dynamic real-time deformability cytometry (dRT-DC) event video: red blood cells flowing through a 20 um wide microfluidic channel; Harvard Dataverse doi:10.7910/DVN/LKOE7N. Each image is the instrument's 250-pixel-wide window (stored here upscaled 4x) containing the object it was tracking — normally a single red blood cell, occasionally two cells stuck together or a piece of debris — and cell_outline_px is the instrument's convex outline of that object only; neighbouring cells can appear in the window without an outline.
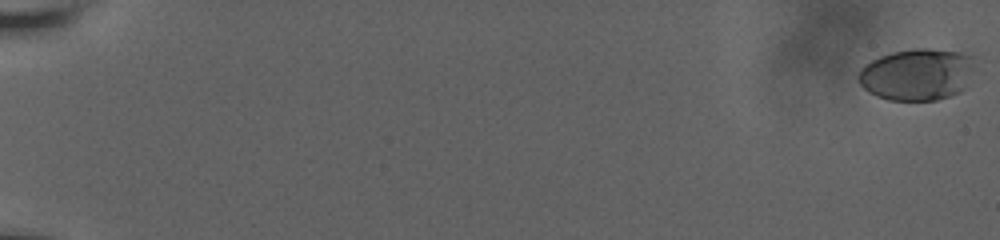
{"species": "human", "species_latin": "Homo sapiens", "temperature_condition": "room temperature", "stored_images_in_passage": 62, "camera_frame_rate_fps": 3000, "um_per_image_px": 0.085, "donor": {"sex": "male"}, "frame": {"image": 1, "passage_image": 1, "time_ms": 0.0, "image_size_px": [1000, 240], "cell_outline_px": [[972, 56], [964, 88], [960, 92], [936, 100], [888, 100], [876, 96], [868, 92], [860, 84], [856, 76], [860, 68], [864, 64], [880, 56], [892, 52], [916, 48], [928, 48], [960, 52]], "centroid_in_image_um": [77.84, 6.33], "position_along_channel_um": 7.2, "area_um2": 34.74}}
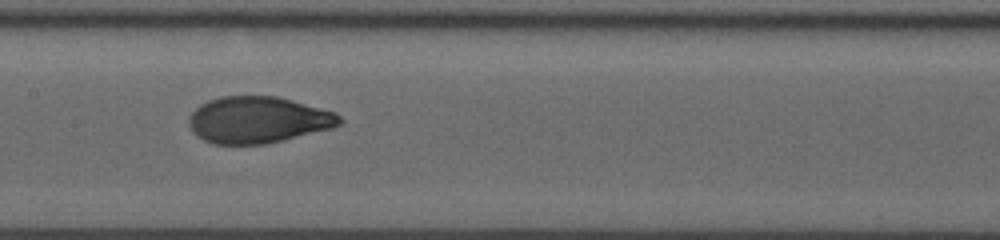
{"frame": {"image": 2, "passage_image": 35, "time_ms": 11.333, "image_size_px": [1000, 240], "cell_outline_px": [[344, 120], [340, 124], [332, 128], [264, 144], [212, 144], [196, 136], [192, 132], [188, 124], [188, 116], [200, 104], [208, 100], [220, 96], [276, 96], [292, 100], [336, 112]], "centroid_in_image_um": [21.9, 10.18], "position_along_channel_um": 185.5, "area_um2": 40.98}}
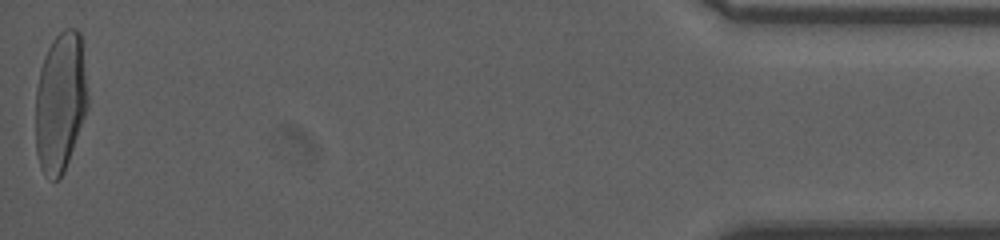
{"frame": {"image": 3, "passage_image": 62, "time_ms": 20.333, "image_size_px": [1000, 240], "cell_outline_px": [[88, 108], [64, 172], [56, 180], [52, 180], [44, 176], [40, 168], [36, 152], [36, 88], [40, 68], [44, 56], [52, 40], [64, 28], [76, 28], [80, 32], [88, 96]], "centroid_in_image_um": [5.12, 8.68], "position_along_channel_um": 430.1, "area_um2": 42.77}, "authors_computed_cell_mechanics": {"area_um2": 40.3444, "velocity_mm_per_s": 3.6388, "shape_relaxation_time_tau1_ms": 5.6604, "shape_relaxation_time_tau2_ms": null, "deformation_change_tau1": 0.2238, "deformation_change_tau2": null}}